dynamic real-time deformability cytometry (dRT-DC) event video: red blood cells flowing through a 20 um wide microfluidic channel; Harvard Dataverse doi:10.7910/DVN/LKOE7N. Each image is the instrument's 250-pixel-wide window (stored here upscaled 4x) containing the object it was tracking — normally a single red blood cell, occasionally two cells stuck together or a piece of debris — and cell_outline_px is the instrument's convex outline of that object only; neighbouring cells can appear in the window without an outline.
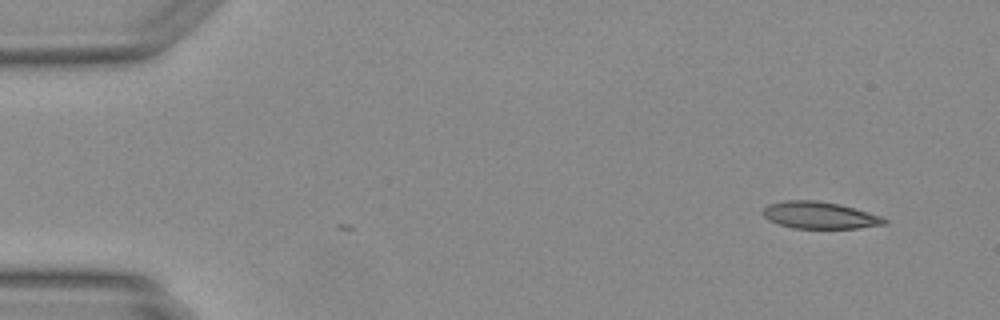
{"species": "Egyptian fruit bat (a non-hibernating species)", "species_latin": "Rousettus aegyptiacus", "temperature_condition": "warm", "stored_images_in_passage": 2, "camera_frame_rate_fps": 3000, "um_per_image_px": 0.085, "animal": {"sex": "female"}, "frame": {"image": 1, "passage_image": 2, "time_ms": 0.333, "image_size_px": [1000, 320], "cell_outline_px": [[888, 224], [860, 228], [792, 228], [768, 220], [764, 216], [764, 208], [768, 204], [784, 200], [816, 200], [840, 204], [880, 216], [888, 220]], "centroid_in_image_um": [69.68, 18.29], "position_along_channel_um": 15.3, "area_um2": 19.02}}